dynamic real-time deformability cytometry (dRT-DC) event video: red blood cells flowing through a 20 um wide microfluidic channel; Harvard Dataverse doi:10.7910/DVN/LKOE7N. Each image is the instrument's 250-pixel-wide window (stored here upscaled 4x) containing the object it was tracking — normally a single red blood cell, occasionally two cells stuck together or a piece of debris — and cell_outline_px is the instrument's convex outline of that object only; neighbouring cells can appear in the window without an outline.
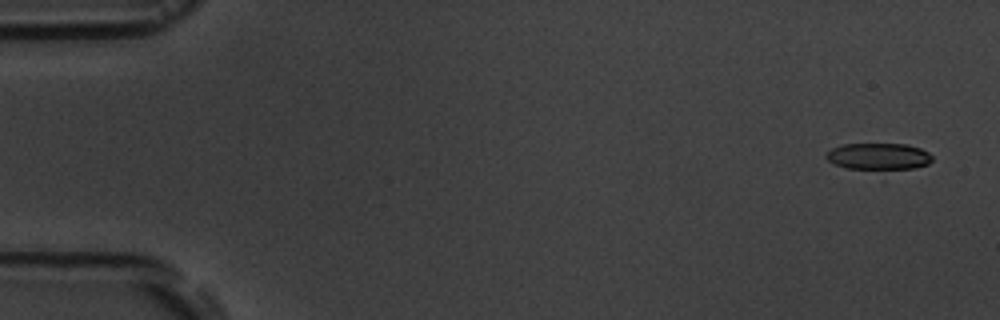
{"species": "common noctule bat (a hibernating species)", "species_latin": "Nyctalus noctula", "temperature_condition": "room temperature", "stored_images_in_passage": 3, "camera_frame_rate_fps": 3000, "um_per_image_px": 0.085, "animal": {"sex": "male", "body_mass_g": 19.5, "forearm_length_mm": 54.6}, "frame": {"image": 1, "passage_image": 1, "time_ms": 0.0, "image_size_px": [1000, 320], "cell_outline_px": [[932, 160], [928, 164], [916, 168], [848, 168], [832, 164], [824, 156], [832, 148], [844, 144], [904, 144], [920, 148], [928, 152], [932, 156]], "centroid_in_image_um": [74.67, 13.28], "position_along_channel_um": 10.3, "area_um2": 16.18}}